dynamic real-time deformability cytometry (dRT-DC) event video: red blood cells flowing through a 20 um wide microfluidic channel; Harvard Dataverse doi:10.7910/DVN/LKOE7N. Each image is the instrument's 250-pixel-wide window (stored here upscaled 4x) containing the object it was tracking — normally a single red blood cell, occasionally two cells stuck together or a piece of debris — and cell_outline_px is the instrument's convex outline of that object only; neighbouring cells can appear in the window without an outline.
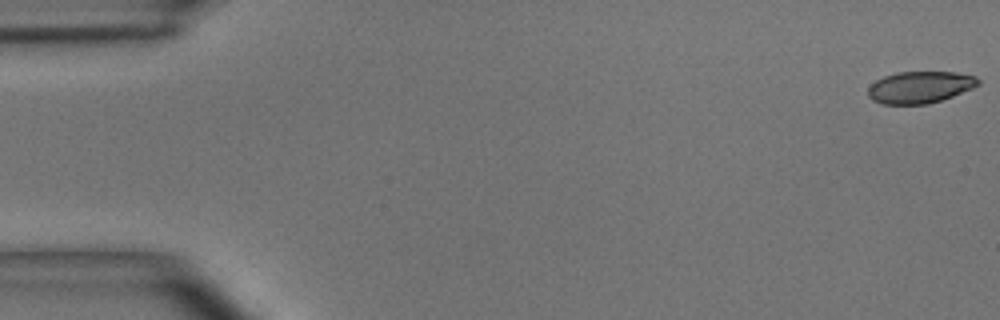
{"species": "common noctule bat (a hibernating species)", "species_latin": "Nyctalus noctula", "temperature_condition": "room temperature", "stored_images_in_passage": 50, "camera_frame_rate_fps": 3000, "um_per_image_px": 0.085, "animal": {"sex": "male", "body_mass_g": 15.6}, "frame": {"image": 1, "passage_image": 1, "time_ms": 0.0, "image_size_px": [1000, 320], "cell_outline_px": [[980, 84], [972, 88], [952, 96], [928, 104], [880, 104], [872, 100], [868, 96], [868, 88], [876, 80], [884, 76], [896, 72], [956, 72], [976, 76], [980, 80]], "centroid_in_image_um": [78.19, 7.41], "position_along_channel_um": 6.8, "area_um2": 20.46}}
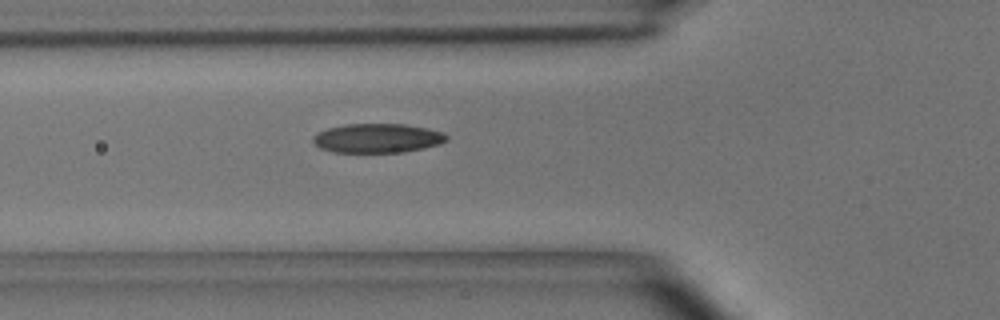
{"frame": {"image": 2, "passage_image": 18, "time_ms": 5.667, "image_size_px": [1000, 320], "cell_outline_px": [[448, 140], [440, 144], [424, 148], [404, 152], [332, 152], [320, 148], [312, 140], [312, 136], [328, 128], [348, 124], [404, 124], [444, 132], [448, 136]], "centroid_in_image_um": [32.1, 11.75], "position_along_channel_um": 93.7, "area_um2": 22.66}}
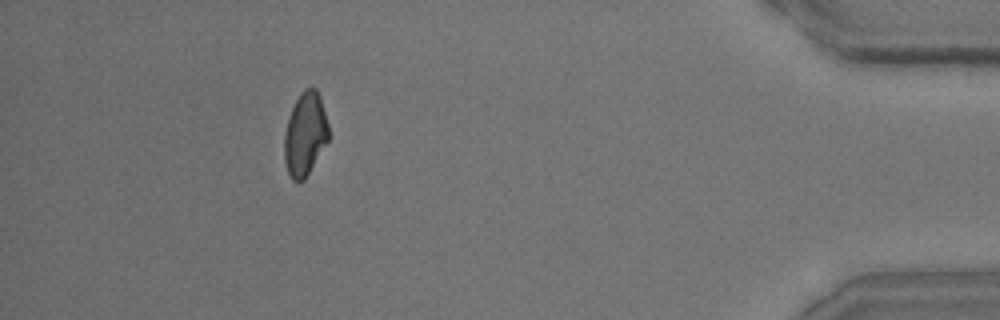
{"frame": {"image": 3, "passage_image": 46, "time_ms": 15.0, "image_size_px": [1000, 320], "cell_outline_px": [[328, 140], [304, 180], [292, 180], [288, 172], [284, 160], [284, 132], [292, 108], [300, 92], [304, 88], [312, 84], [316, 88], [320, 96], [328, 124]], "centroid_in_image_um": [25.93, 11.35], "position_along_channel_um": 409.3, "area_um2": 21.44}, "authors_computed_cell_mechanics": {"area_um2": 22.0507, "velocity_mm_per_s": 3.975, "shape_relaxation_time_tau1_ms": 3.9228, "shape_relaxation_time_tau2_ms": 1.9338, "deformation_change_tau1": 0.1326, "deformation_change_tau2": 0.072}}